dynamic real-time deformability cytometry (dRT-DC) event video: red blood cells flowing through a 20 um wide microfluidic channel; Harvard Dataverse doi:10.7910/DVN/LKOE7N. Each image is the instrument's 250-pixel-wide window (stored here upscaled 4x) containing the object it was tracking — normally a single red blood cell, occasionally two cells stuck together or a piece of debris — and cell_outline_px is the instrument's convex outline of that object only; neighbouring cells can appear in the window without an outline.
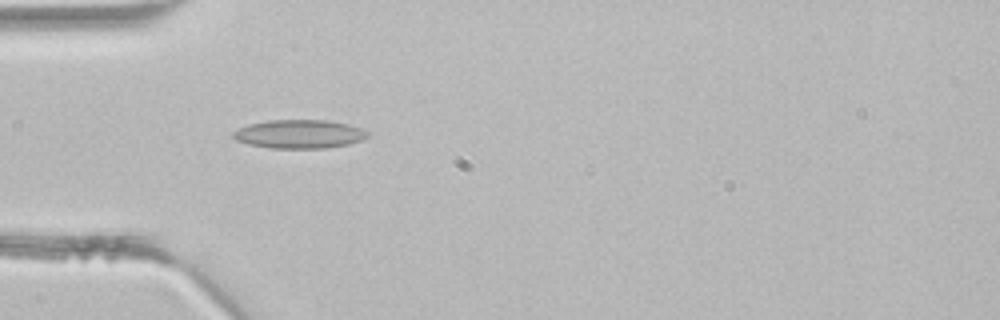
{"species": "common noctule bat (a hibernating species)", "species_latin": "Nyctalus noctula", "temperature_condition": "room temperature", "stored_images_in_passage": 40, "camera_frame_rate_fps": 3000, "um_per_image_px": 0.085, "animal": {"sex": "male", "body_mass_g": 21.5, "forearm_length_mm": 52.0}, "frame": {"image": 1, "passage_image": 10, "time_ms": 3.0, "image_size_px": [1000, 320], "cell_outline_px": [[368, 136], [360, 140], [348, 144], [324, 148], [272, 148], [248, 144], [236, 140], [232, 136], [232, 132], [248, 124], [268, 120], [328, 120], [348, 124], [360, 128], [368, 132]], "centroid_in_image_um": [25.42, 11.39], "position_along_channel_um": 59.6, "area_um2": 22.31}}
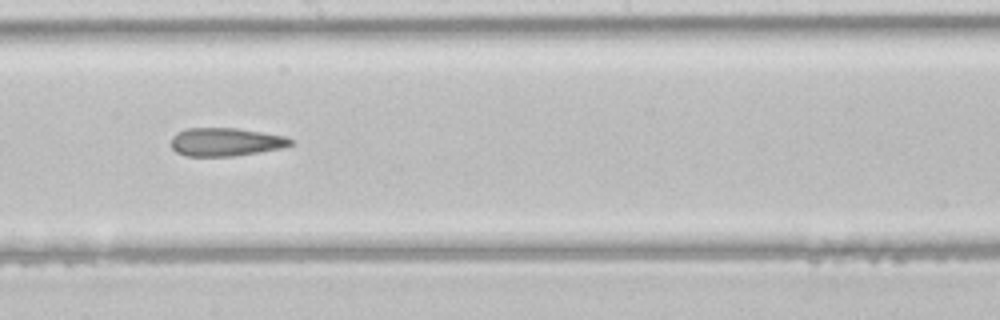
{"frame": {"image": 2, "passage_image": 21, "time_ms": 6.667, "image_size_px": [1000, 320], "cell_outline_px": [[292, 144], [280, 148], [232, 156], [184, 156], [176, 152], [172, 148], [172, 136], [188, 128], [236, 128], [284, 136], [292, 140]], "centroid_in_image_um": [19.14, 12.07], "position_along_channel_um": 229.1, "area_um2": 19.31}}
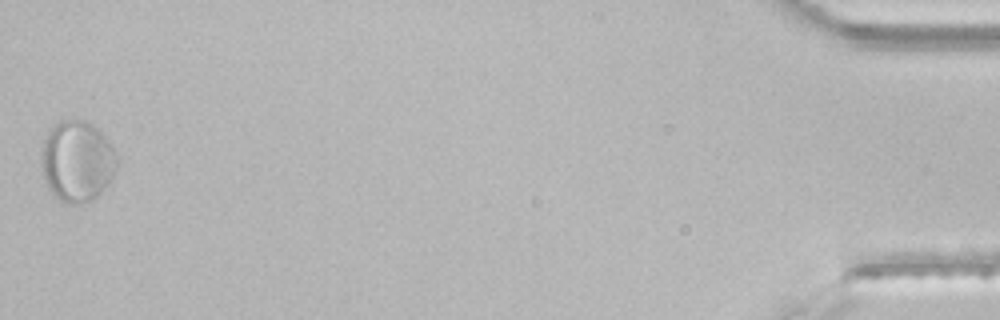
{"frame": {"image": 3, "passage_image": 40, "time_ms": 13.0, "image_size_px": [1000, 320], "cell_outline_px": [[116, 168], [108, 184], [96, 196], [80, 204], [68, 204], [60, 200], [52, 192], [44, 176], [44, 140], [48, 128], [60, 120], [84, 120], [92, 124], [108, 140], [116, 156]], "centroid_in_image_um": [6.57, 13.68], "position_along_channel_um": 428.6, "area_um2": 34.8}}